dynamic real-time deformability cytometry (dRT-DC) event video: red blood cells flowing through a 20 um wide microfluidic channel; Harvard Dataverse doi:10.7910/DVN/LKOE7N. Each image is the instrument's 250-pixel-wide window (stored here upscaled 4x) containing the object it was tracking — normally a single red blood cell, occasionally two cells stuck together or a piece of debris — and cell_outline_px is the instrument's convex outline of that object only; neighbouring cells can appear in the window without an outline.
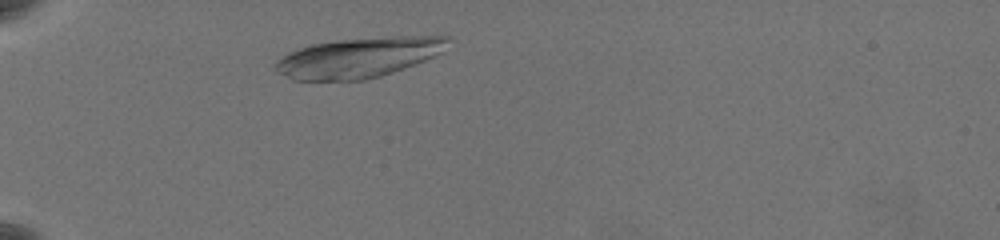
{"species": "common noctule bat (a hibernating species)", "species_latin": "Nyctalus noctula", "temperature_condition": "warm", "stored_images_in_passage": 39, "camera_frame_rate_fps": 3000, "um_per_image_px": 0.085, "animal": {"sex": "female", "body_mass_g": 19.5, "forearm_length_mm": 54.1}, "frame": {"image": 1, "passage_image": 5, "time_ms": 1.333, "image_size_px": [1000, 240], "cell_outline_px": [[448, 40], [440, 52], [424, 60], [392, 72], [380, 76], [364, 80], [292, 80], [280, 72], [276, 68], [276, 60], [280, 56], [288, 52], [312, 44], [336, 40], [392, 36], [448, 36]], "centroid_in_image_um": [30.42, 4.89], "position_along_channel_um": 54.6, "area_um2": 39.71}}
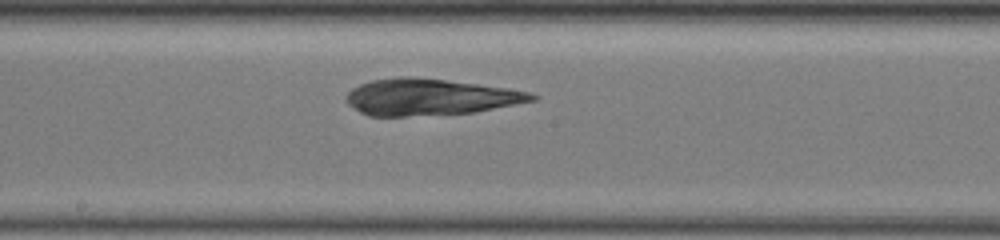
{"frame": {"image": 2, "passage_image": 21, "time_ms": 6.667, "image_size_px": [1000, 240], "cell_outline_px": [[540, 96], [536, 100], [476, 112], [404, 116], [368, 116], [360, 112], [348, 104], [344, 100], [344, 96], [352, 88], [360, 84], [372, 80], [400, 76], [412, 76], [476, 84], [504, 88], [528, 92]], "centroid_in_image_um": [36.49, 8.25], "position_along_channel_um": 211.7, "area_um2": 39.25}}
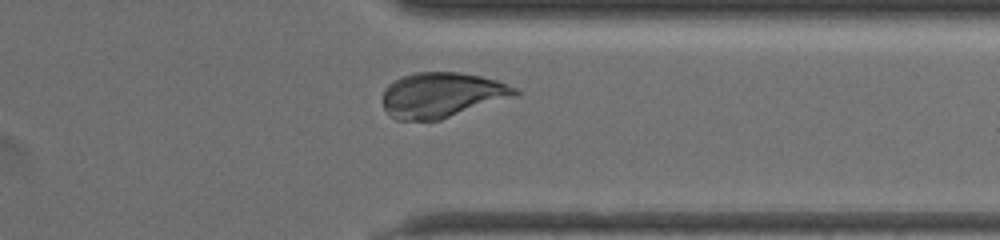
{"frame": {"image": 3, "passage_image": 35, "time_ms": 11.333, "image_size_px": [1000, 240], "cell_outline_px": [[520, 96], [440, 120], [396, 120], [388, 116], [384, 108], [384, 88], [388, 84], [404, 76], [416, 72], [460, 72], [480, 76], [496, 80], [516, 88], [520, 92]], "centroid_in_image_um": [37.6, 8.09], "position_along_channel_um": 373.8, "area_um2": 35.14}}